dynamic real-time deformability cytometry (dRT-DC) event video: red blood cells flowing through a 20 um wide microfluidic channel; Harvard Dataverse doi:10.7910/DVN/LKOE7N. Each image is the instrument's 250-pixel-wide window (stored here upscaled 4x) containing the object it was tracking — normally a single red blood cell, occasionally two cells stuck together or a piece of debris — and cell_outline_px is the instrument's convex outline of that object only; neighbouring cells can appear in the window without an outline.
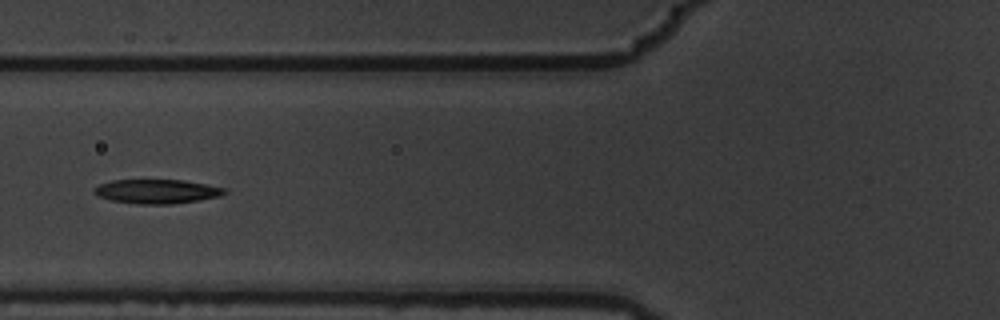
{"species": "common noctule bat (a hibernating species)", "species_latin": "Nyctalus noctula", "temperature_condition": "warm", "stored_images_in_passage": 7, "camera_frame_rate_fps": 3000, "um_per_image_px": 0.085, "animal": {"sex": "male", "body_mass_g": 19.5, "forearm_length_mm": 54.6}, "frame": {"image": 1, "passage_image": 7, "time_ms": 2.0, "image_size_px": [1000, 320], "cell_outline_px": [[228, 192], [220, 196], [172, 204], [140, 204], [112, 200], [100, 196], [92, 192], [100, 184], [112, 180], [184, 180], [228, 188]], "centroid_in_image_um": [13.39, 16.26], "position_along_channel_um": 112.4, "area_um2": 18.21}}